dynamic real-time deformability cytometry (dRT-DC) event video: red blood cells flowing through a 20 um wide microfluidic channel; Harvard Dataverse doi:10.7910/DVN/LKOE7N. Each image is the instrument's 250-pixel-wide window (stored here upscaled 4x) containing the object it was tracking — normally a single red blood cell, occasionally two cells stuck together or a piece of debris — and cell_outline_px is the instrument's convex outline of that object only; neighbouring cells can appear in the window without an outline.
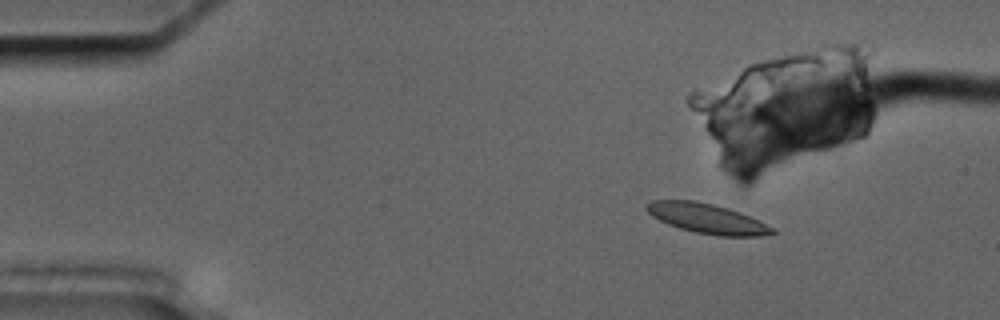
{"species": "common noctule bat (a hibernating species)", "species_latin": "Nyctalus noctula", "temperature_condition": "cold", "stored_images_in_passage": 56, "camera_frame_rate_fps": 3000, "um_per_image_px": 0.085, "animal": {"sex": "male", "body_mass_g": 17.5, "forearm_length_mm": 52.3}, "frame": {"image": 1, "passage_image": 8, "time_ms": 2.333, "image_size_px": [1000, 320], "cell_outline_px": [[776, 232], [760, 236], [720, 236], [696, 232], [680, 228], [668, 224], [652, 216], [644, 208], [652, 200], [692, 200], [712, 204], [740, 212], [772, 228]], "centroid_in_image_um": [60.05, 18.57], "position_along_channel_um": 25.0, "area_um2": 21.33}}
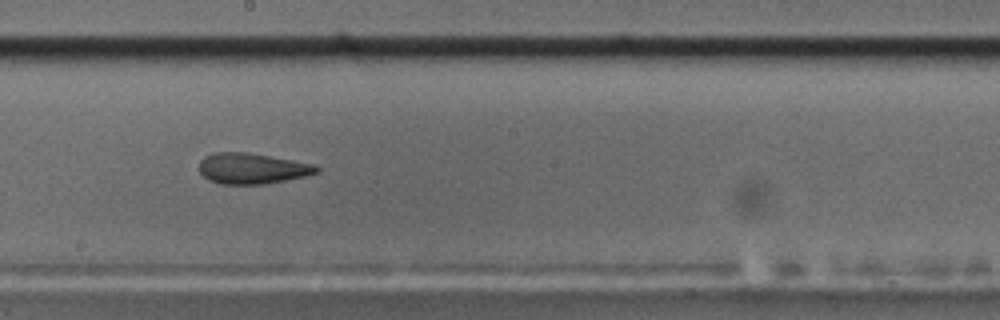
{"frame": {"image": 2, "passage_image": 31, "time_ms": 10.0, "image_size_px": [1000, 320], "cell_outline_px": [[320, 172], [304, 176], [264, 184], [220, 184], [208, 180], [200, 172], [200, 160], [204, 156], [212, 152], [248, 152], [292, 160], [312, 164], [320, 168]], "centroid_in_image_um": [21.39, 14.31], "position_along_channel_um": 226.8, "area_um2": 20.98}}
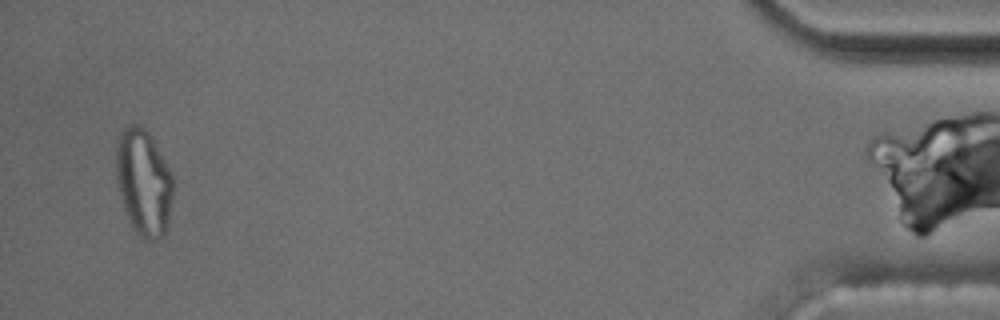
{"frame": {"image": 3, "passage_image": 54, "time_ms": 17.667, "image_size_px": [1000, 320], "cell_outline_px": [[176, 180], [164, 236], [156, 240], [140, 236], [136, 232], [124, 208], [120, 196], [116, 180], [116, 140], [120, 132], [128, 124], [140, 124], [148, 132], [172, 172]], "centroid_in_image_um": [12.21, 15.44], "position_along_channel_um": 423.0, "area_um2": 35.49}, "authors_computed_cell_mechanics": {"area_um2": 21.675, "velocity_mm_per_s": 3.6054, "shape_relaxation_time_tau1_ms": null, "shape_relaxation_time_tau2_ms": 2.3075, "deformation_change_tau1": null, "deformation_change_tau2": 0.1093}}